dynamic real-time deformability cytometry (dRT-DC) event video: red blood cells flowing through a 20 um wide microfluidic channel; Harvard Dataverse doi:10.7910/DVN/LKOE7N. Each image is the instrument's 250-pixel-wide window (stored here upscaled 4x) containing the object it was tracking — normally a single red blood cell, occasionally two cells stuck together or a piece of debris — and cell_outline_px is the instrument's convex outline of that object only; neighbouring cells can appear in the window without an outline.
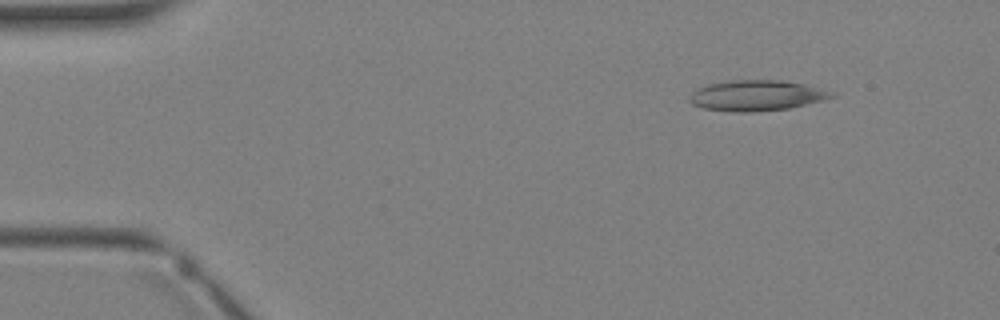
{"species": "Egyptian fruit bat (a non-hibernating species)", "species_latin": "Rousettus aegyptiacus", "temperature_condition": "warm", "stored_images_in_passage": 3, "camera_frame_rate_fps": 3000, "um_per_image_px": 0.085, "animal": {"sex": "female"}, "frame": {"image": 1, "passage_image": 1, "time_ms": 0.0, "image_size_px": [1000, 320], "cell_outline_px": [[836, 96], [824, 100], [788, 108], [752, 112], [732, 112], [704, 108], [692, 104], [688, 100], [688, 96], [692, 92], [708, 84], [732, 80], [780, 80], [804, 84], [836, 92]], "centroid_in_image_um": [64.32, 8.12], "position_along_channel_um": 20.7, "area_um2": 25.32}}
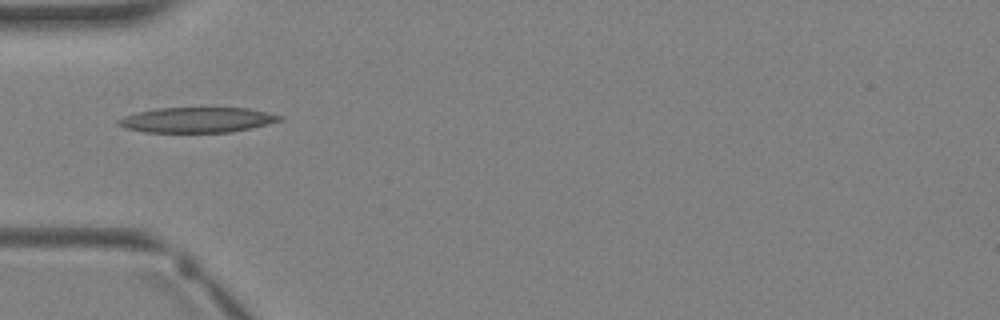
{"frame": {"image": 2, "passage_image": 3, "time_ms": 2.333, "image_size_px": [1000, 320], "cell_outline_px": [[284, 120], [252, 128], [232, 132], [144, 132], [124, 128], [116, 124], [116, 120], [124, 116], [136, 112], [156, 108], [248, 108], [284, 116]], "centroid_in_image_um": [16.75, 10.19], "position_along_channel_um": 68.3, "area_um2": 23.93}}